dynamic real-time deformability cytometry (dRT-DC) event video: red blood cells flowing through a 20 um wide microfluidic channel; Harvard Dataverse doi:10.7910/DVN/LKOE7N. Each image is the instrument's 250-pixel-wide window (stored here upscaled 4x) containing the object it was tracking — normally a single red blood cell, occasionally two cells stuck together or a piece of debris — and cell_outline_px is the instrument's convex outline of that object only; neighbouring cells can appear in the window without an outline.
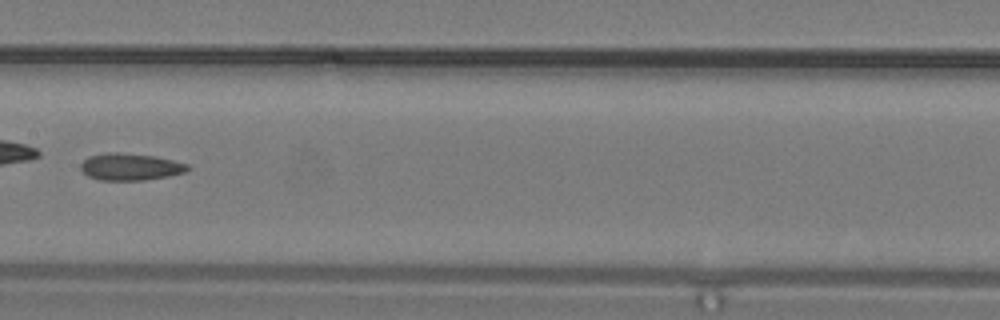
{"species": "common noctule bat (a hibernating species)", "species_latin": "Nyctalus noctula", "temperature_condition": "warm", "stored_images_in_passage": 10, "camera_frame_rate_fps": 3000, "um_per_image_px": 0.085, "animal": {"sex": "male", "body_mass_g": 19.2, "forearm_length_mm": 51.8}, "frame": {"image": 1, "passage_image": 6, "time_ms": 1.667, "image_size_px": [1000, 320], "cell_outline_px": [[192, 168], [184, 172], [168, 176], [144, 180], [100, 180], [88, 176], [80, 168], [80, 164], [88, 156], [108, 152], [120, 152], [156, 156], [188, 164]], "centroid_in_image_um": [11.08, 14.17], "position_along_channel_um": 196.3, "area_um2": 16.88}}
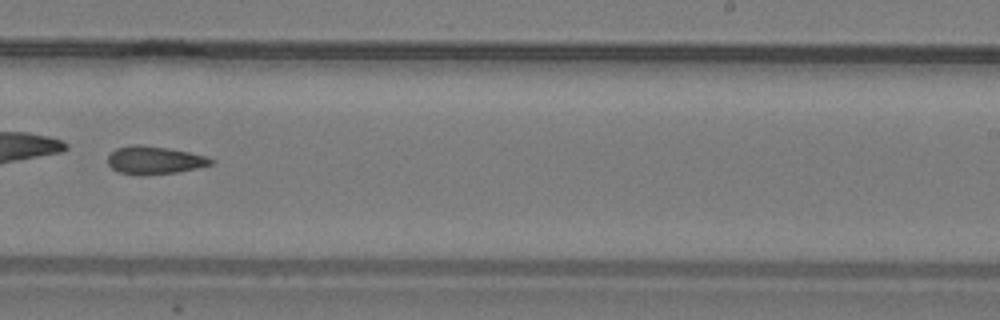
{"frame": {"image": 2, "passage_image": 9, "time_ms": 2.667, "image_size_px": [1000, 320], "cell_outline_px": [[216, 160], [212, 164], [200, 168], [176, 172], [140, 176], [136, 176], [116, 172], [108, 164], [108, 156], [116, 148], [132, 144], [140, 144], [168, 148], [208, 156]], "centroid_in_image_um": [13.13, 13.63], "position_along_channel_um": 275.9, "area_um2": 17.17}}